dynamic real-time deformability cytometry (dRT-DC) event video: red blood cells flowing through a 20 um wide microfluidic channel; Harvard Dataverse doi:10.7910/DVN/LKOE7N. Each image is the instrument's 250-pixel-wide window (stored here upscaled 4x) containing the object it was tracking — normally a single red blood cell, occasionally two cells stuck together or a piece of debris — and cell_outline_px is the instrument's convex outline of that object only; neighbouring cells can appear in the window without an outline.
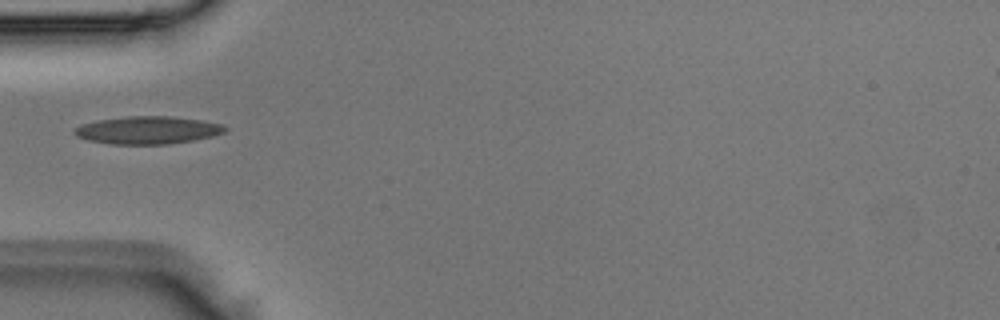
{"species": "Egyptian fruit bat (a non-hibernating species)", "species_latin": "Rousettus aegyptiacus", "temperature_condition": "room temperature", "stored_images_in_passage": 2, "camera_frame_rate_fps": 3000, "um_per_image_px": 0.085, "animal": {"sex": "male"}, "frame": {"image": 1, "passage_image": 2, "time_ms": 0.333, "image_size_px": [1000, 320], "cell_outline_px": [[228, 128], [224, 132], [212, 136], [192, 140], [168, 144], [112, 144], [88, 140], [76, 136], [72, 132], [80, 124], [96, 120], [128, 116], [168, 116], [204, 120], [224, 124]], "centroid_in_image_um": [12.55, 11.05], "position_along_channel_um": 72.4, "area_um2": 24.39}}